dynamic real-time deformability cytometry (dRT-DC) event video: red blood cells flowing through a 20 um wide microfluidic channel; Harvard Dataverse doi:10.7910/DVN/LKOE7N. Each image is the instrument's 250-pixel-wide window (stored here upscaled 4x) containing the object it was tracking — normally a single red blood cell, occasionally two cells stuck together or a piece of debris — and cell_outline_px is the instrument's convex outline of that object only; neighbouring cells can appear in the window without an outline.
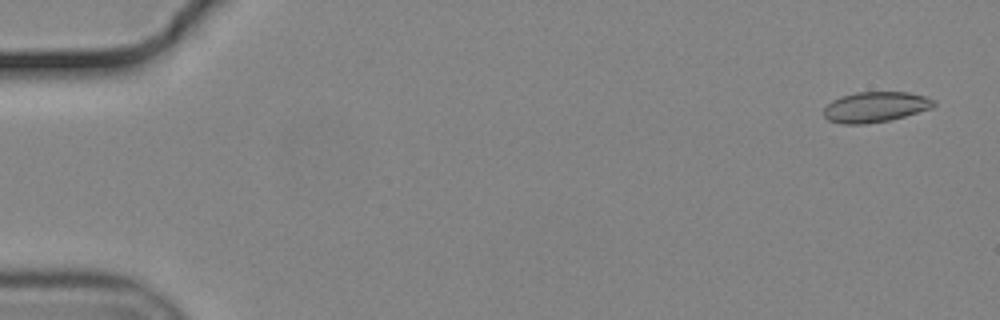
{"species": "common noctule bat (a hibernating species)", "species_latin": "Nyctalus noctula", "temperature_condition": "cold", "stored_images_in_passage": 8, "camera_frame_rate_fps": 3000, "um_per_image_px": 0.085, "animal": {"sex": "male", "body_mass_g": 19.2, "forearm_length_mm": 51.8}, "frame": {"image": 1, "passage_image": 3, "time_ms": 0.667, "image_size_px": [1000, 320], "cell_outline_px": [[936, 104], [932, 108], [904, 116], [888, 120], [864, 124], [844, 124], [828, 120], [824, 116], [824, 108], [832, 100], [840, 96], [856, 92], [908, 92], [924, 96], [936, 100]], "centroid_in_image_um": [74.4, 9.08], "position_along_channel_um": 10.6, "area_um2": 19.48}}